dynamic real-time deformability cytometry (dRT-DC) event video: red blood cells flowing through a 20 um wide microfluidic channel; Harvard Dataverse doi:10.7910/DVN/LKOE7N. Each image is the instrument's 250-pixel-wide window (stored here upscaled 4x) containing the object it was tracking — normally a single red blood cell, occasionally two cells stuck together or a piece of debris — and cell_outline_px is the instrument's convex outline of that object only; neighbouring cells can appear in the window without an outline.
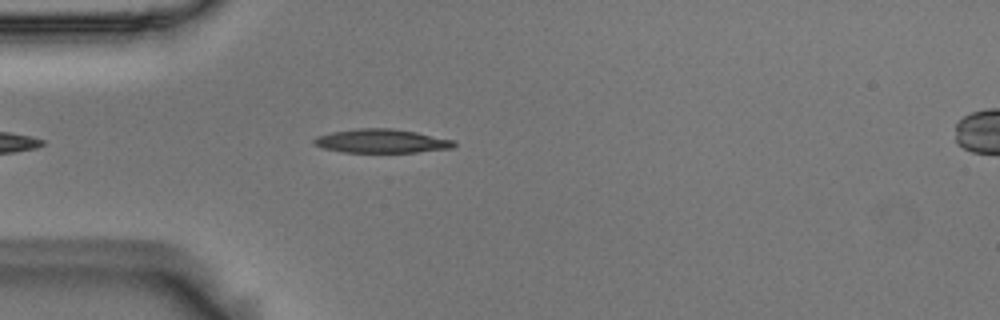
{"species": "Egyptian fruit bat (a non-hibernating species)", "species_latin": "Rousettus aegyptiacus", "temperature_condition": "room temperature", "stored_images_in_passage": 3, "segment_of_instrument_passage": [1, 2], "camera_frame_rate_fps": 3000, "um_per_image_px": 0.085, "animal": {"sex": "male"}, "frame": {"image": 1, "passage_image": 2, "time_ms": 0.333, "image_size_px": [1000, 320], "cell_outline_px": [[456, 144], [452, 148], [416, 152], [344, 152], [324, 148], [312, 144], [312, 140], [316, 136], [332, 132], [360, 128], [392, 128], [416, 132], [456, 140]], "centroid_in_image_um": [32.43, 11.98], "position_along_channel_um": 52.6, "area_um2": 19.42}}